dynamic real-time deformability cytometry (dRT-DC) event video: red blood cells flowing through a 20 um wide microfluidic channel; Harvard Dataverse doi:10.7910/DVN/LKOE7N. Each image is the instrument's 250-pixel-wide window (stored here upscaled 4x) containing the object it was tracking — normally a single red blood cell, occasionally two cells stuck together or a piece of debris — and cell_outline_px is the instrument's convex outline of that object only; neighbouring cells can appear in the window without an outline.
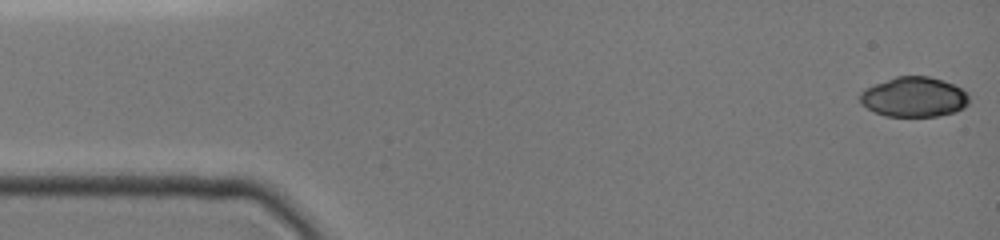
{"species": "common noctule bat (a hibernating species)", "species_latin": "Nyctalus noctula", "temperature_condition": "cold", "stored_images_in_passage": 48, "camera_frame_rate_fps": 3000, "um_per_image_px": 0.085, "animal": {"sex": "female", "body_mass_g": 19.0, "forearm_length_mm": 51.5}, "frame": {"image": 1, "passage_image": 1, "time_ms": 0.0, "image_size_px": [1000, 240], "cell_outline_px": [[968, 104], [964, 108], [952, 112], [936, 116], [888, 116], [876, 112], [868, 108], [860, 100], [860, 96], [868, 88], [876, 84], [896, 76], [928, 76], [952, 84], [960, 88], [968, 96]], "centroid_in_image_um": [77.71, 8.25], "position_along_channel_um": 7.3, "area_um2": 24.68}}
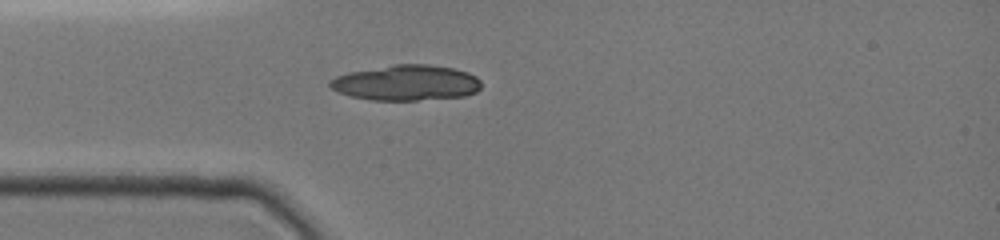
{"frame": {"image": 2, "passage_image": 13, "time_ms": 4.0, "image_size_px": [1000, 240], "cell_outline_px": [[480, 88], [476, 92], [464, 96], [416, 100], [372, 100], [352, 96], [340, 92], [332, 88], [328, 84], [328, 80], [336, 76], [352, 72], [396, 64], [428, 64], [452, 68], [468, 72], [476, 76], [480, 80]], "centroid_in_image_um": [34.56, 7.04], "position_along_channel_um": 50.4, "area_um2": 30.98}}